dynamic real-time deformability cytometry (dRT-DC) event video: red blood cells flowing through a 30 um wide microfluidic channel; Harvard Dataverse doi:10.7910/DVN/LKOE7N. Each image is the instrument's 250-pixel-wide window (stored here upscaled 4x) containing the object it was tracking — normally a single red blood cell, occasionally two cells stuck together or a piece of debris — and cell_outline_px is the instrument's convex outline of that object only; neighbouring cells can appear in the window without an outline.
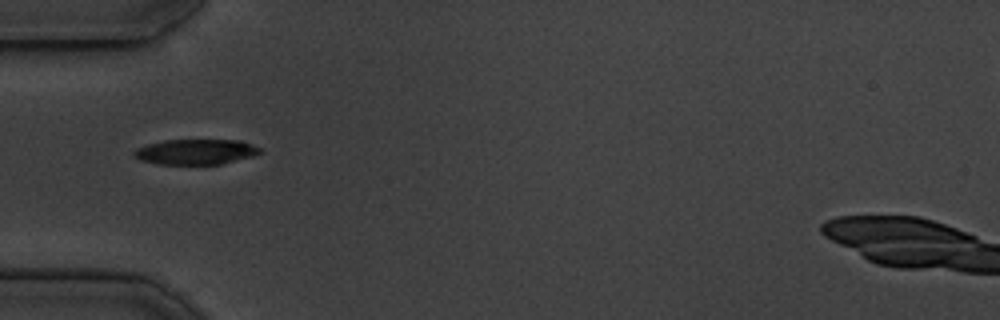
{"species": "common noctule bat (a hibernating species)", "species_latin": "Nyctalus noctula", "temperature_condition": "cold", "stored_images_in_passage": 23, "camera_frame_rate_fps": 3000, "um_per_image_px": 0.085, "animal": {"sex": "male", "body_mass_g": 19.5, "forearm_length_mm": 54.6}, "frame": {"image": 1, "passage_image": 1, "time_ms": 0.0, "image_size_px": [1000, 320], "cell_outline_px": [[264, 152], [252, 156], [220, 164], [156, 164], [140, 160], [132, 156], [132, 152], [136, 148], [148, 144], [164, 140], [240, 140], [252, 144], [260, 148]], "centroid_in_image_um": [16.61, 12.9], "position_along_channel_um": 68.4, "area_um2": 18.67}}